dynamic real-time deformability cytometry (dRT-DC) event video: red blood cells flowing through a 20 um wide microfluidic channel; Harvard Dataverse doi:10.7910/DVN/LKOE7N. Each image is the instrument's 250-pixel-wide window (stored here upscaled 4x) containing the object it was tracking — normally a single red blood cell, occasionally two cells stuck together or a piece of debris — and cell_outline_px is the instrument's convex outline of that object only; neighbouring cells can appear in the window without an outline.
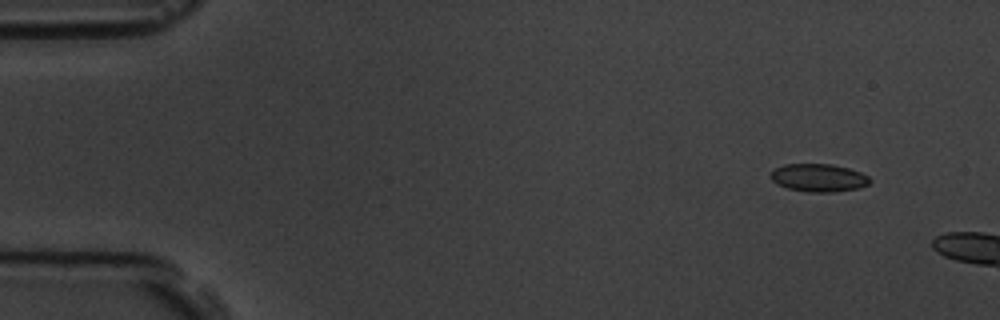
{"species": "common noctule bat (a hibernating species)", "species_latin": "Nyctalus noctula", "temperature_condition": "room temperature", "stored_images_in_passage": 7, "camera_frame_rate_fps": 3000, "um_per_image_px": 0.085, "animal": {"sex": "male", "body_mass_g": 19.5, "forearm_length_mm": 54.6}, "frame": {"image": 1, "passage_image": 1, "time_ms": 0.0, "image_size_px": [1000, 320], "cell_outline_px": [[872, 180], [868, 184], [860, 188], [832, 192], [808, 192], [788, 188], [776, 184], [772, 180], [772, 172], [776, 168], [784, 164], [832, 164], [848, 168], [860, 172], [868, 176]], "centroid_in_image_um": [69.61, 15.11], "position_along_channel_um": 15.4, "area_um2": 16.07}}